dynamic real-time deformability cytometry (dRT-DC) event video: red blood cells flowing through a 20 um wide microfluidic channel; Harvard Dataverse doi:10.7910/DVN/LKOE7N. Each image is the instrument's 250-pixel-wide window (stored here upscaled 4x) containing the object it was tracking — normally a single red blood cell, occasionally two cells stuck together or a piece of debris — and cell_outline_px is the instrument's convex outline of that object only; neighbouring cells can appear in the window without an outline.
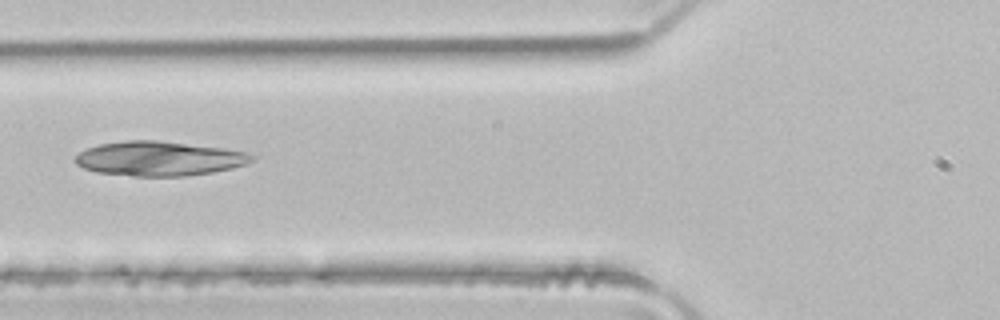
{"species": "common noctule bat (a hibernating species)", "species_latin": "Nyctalus noctula", "temperature_condition": "room temperature", "stored_images_in_passage": 4, "camera_frame_rate_fps": 3000, "um_per_image_px": 0.085, "animal": {"sex": "male", "body_mass_g": 21.5, "forearm_length_mm": 52.0}, "frame": {"image": 1, "passage_image": 4, "time_ms": 1.0, "image_size_px": [1000, 320], "cell_outline_px": [[256, 156], [248, 164], [232, 168], [212, 172], [184, 176], [132, 176], [96, 172], [84, 168], [76, 164], [76, 156], [80, 152], [88, 148], [100, 144], [124, 140], [156, 140], [224, 148], [248, 152]], "centroid_in_image_um": [13.56, 13.48], "position_along_channel_um": 112.2, "area_um2": 35.49}}